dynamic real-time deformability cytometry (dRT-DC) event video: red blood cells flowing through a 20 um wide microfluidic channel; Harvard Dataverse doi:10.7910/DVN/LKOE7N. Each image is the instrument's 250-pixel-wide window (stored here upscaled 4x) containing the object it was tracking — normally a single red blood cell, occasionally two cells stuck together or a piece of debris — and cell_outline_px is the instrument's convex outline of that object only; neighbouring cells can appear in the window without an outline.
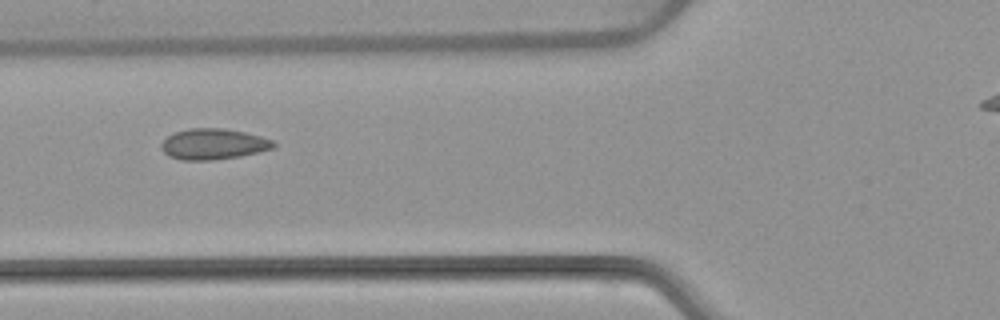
{"species": "common noctule bat (a hibernating species)", "species_latin": "Nyctalus noctula", "temperature_condition": "warm", "stored_images_in_passage": 4, "camera_frame_rate_fps": 3000, "um_per_image_px": 0.085, "animal": {"sex": "female", "body_mass_g": 22.7, "forearm_length_mm": 54.2}, "frame": {"image": 1, "passage_image": 3, "time_ms": 2.333, "image_size_px": [1000, 320], "cell_outline_px": [[276, 148], [240, 156], [212, 160], [180, 160], [168, 156], [160, 148], [160, 144], [168, 136], [176, 132], [188, 128], [224, 128], [244, 132], [260, 136], [272, 140], [276, 144]], "centroid_in_image_um": [18.13, 12.25], "position_along_channel_um": 107.7, "area_um2": 20.23}}
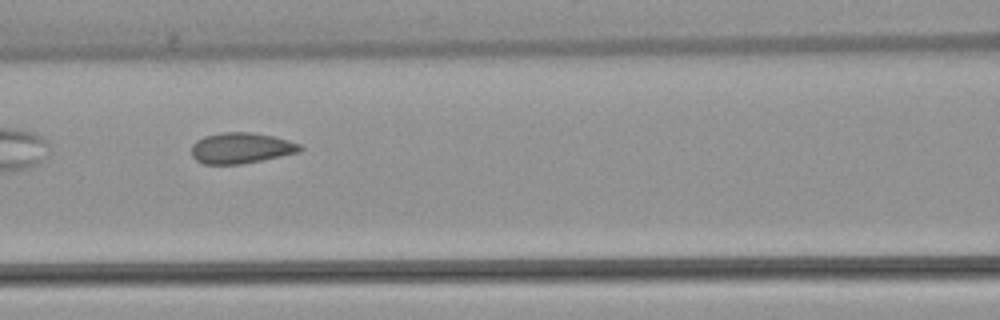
{"frame": {"image": 2, "passage_image": 4, "time_ms": 3.333, "image_size_px": [1000, 320], "cell_outline_px": [[304, 148], [300, 152], [240, 164], [204, 164], [196, 160], [192, 156], [192, 144], [196, 140], [204, 136], [224, 132], [252, 132], [272, 136], [288, 140], [300, 144]], "centroid_in_image_um": [20.48, 12.58], "position_along_channel_um": 146.1, "area_um2": 19.42}}